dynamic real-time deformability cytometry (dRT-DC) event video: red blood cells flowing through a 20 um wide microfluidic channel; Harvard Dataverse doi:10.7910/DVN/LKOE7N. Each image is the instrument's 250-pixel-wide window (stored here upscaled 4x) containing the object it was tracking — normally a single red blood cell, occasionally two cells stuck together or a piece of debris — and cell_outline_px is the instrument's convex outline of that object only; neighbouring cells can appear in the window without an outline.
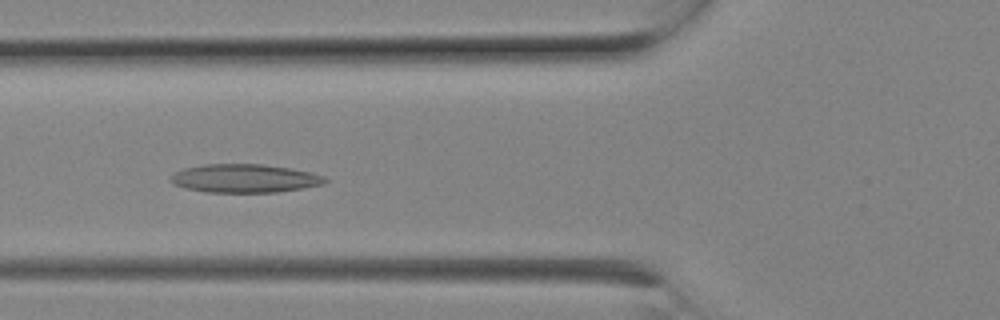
{"species": "Egyptian fruit bat (a non-hibernating species)", "species_latin": "Rousettus aegyptiacus", "temperature_condition": "room temperature", "stored_images_in_passage": 7, "camera_frame_rate_fps": 3000, "um_per_image_px": 0.085, "animal": {"sex": "female"}, "frame": {"image": 1, "passage_image": 6, "time_ms": 1.667, "image_size_px": [1000, 320], "cell_outline_px": [[328, 180], [324, 184], [276, 192], [208, 192], [184, 188], [172, 184], [168, 180], [176, 172], [184, 168], [204, 164], [260, 164], [292, 168], [312, 172], [324, 176]], "centroid_in_image_um": [20.78, 15.16], "position_along_channel_um": 105.0, "area_um2": 25.61}}
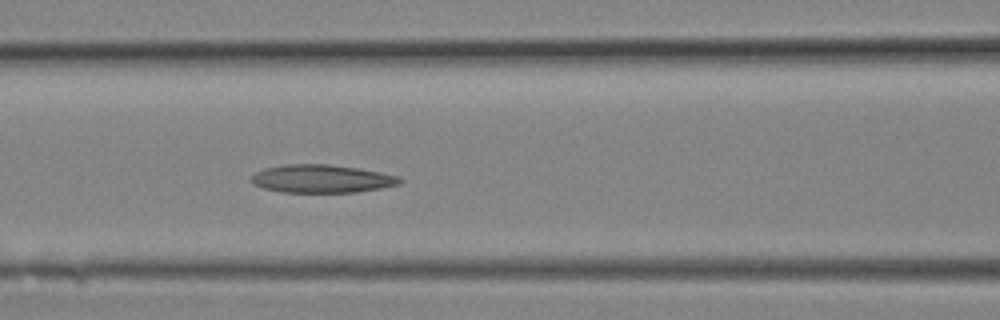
{"frame": {"image": 2, "passage_image": 7, "time_ms": 2.0, "image_size_px": [1000, 320], "cell_outline_px": [[404, 180], [400, 184], [380, 188], [356, 192], [284, 192], [264, 188], [252, 184], [252, 176], [256, 172], [264, 168], [284, 164], [328, 164], [360, 168], [400, 176]], "centroid_in_image_um": [27.38, 15.18], "position_along_channel_um": 139.2, "area_um2": 24.33}}